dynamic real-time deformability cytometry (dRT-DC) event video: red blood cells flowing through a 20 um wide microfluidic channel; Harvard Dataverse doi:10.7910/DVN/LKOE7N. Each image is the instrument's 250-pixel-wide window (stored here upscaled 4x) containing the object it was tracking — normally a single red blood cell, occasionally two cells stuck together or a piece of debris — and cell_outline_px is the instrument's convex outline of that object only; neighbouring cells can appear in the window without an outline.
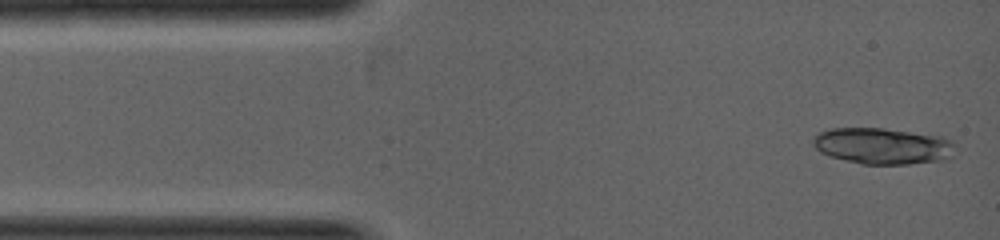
{"species": "common noctule bat (a hibernating species)", "species_latin": "Nyctalus noctula", "temperature_condition": "warm", "stored_images_in_passage": 2, "camera_frame_rate_fps": 5000, "um_per_image_px": 0.085, "animal": {"sex": "female", "body_mass_g": 19.0, "forearm_length_mm": 53.3}, "frame": {"image": 1, "passage_image": 1, "time_ms": 0.0, "image_size_px": [1000, 240], "cell_outline_px": [[956, 156], [944, 160], [908, 164], [860, 164], [832, 156], [820, 152], [812, 144], [812, 140], [820, 132], [832, 128], [884, 128], [944, 136], [952, 140], [956, 144]], "centroid_in_image_um": [75.13, 12.41], "position_along_channel_um": 9.9, "area_um2": 30.46}}